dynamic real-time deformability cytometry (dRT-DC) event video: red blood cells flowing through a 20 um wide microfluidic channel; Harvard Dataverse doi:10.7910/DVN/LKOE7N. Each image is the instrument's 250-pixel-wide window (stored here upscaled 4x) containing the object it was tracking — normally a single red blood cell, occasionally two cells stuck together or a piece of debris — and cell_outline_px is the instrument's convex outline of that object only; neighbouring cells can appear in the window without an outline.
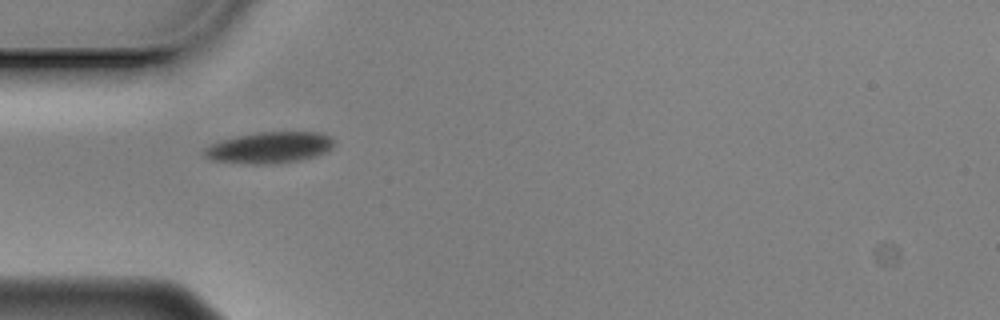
{"species": "Egyptian fruit bat (a non-hibernating species)", "species_latin": "Rousettus aegyptiacus", "temperature_condition": "cold", "stored_images_in_passage": 41, "camera_frame_rate_fps": 3000, "um_per_image_px": 0.085, "animal": {"sex": "male"}, "frame": {"image": 1, "passage_image": 1, "time_ms": 0.0, "image_size_px": [1000, 320], "cell_outline_px": [[336, 140], [332, 148], [316, 156], [300, 160], [272, 164], [252, 164], [212, 160], [204, 156], [204, 148], [220, 140], [236, 136], [256, 132], [320, 132]], "centroid_in_image_um": [22.91, 12.54], "position_along_channel_um": 62.1, "area_um2": 23.7}}
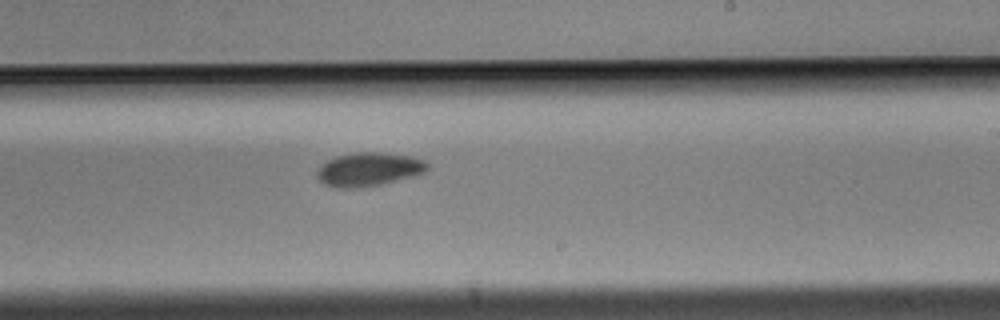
{"frame": {"image": 2, "passage_image": 18, "time_ms": 5.667, "image_size_px": [1000, 320], "cell_outline_px": [[428, 168], [424, 172], [416, 176], [380, 184], [360, 188], [336, 188], [324, 184], [316, 176], [316, 172], [320, 164], [336, 156], [356, 152], [380, 152], [412, 156], [424, 160], [428, 164]], "centroid_in_image_um": [31.33, 14.39], "position_along_channel_um": 257.7, "area_um2": 21.85}}
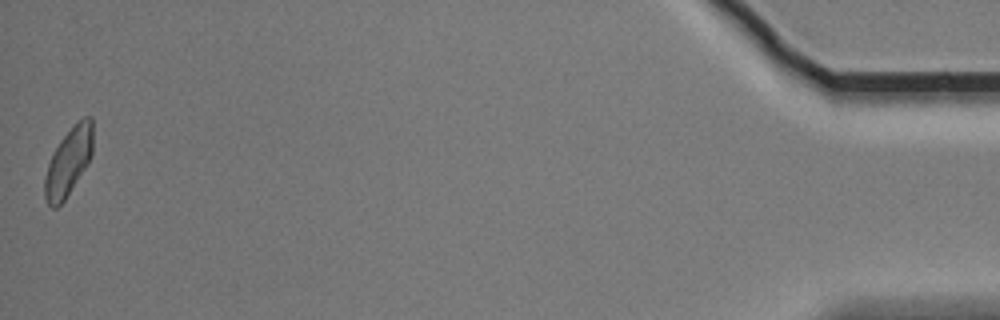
{"frame": {"image": 3, "passage_image": 41, "time_ms": 13.333, "image_size_px": [1000, 320], "cell_outline_px": [[92, 156], [88, 164], [64, 200], [56, 208], [52, 208], [48, 204], [44, 196], [44, 180], [48, 164], [60, 140], [84, 116], [92, 116]], "centroid_in_image_um": [5.83, 13.78], "position_along_channel_um": 429.4, "area_um2": 18.67}, "authors_computed_cell_mechanics": {"area_um2": 20.5768, "velocity_mm_per_s": 3.4709, "shape_relaxation_time_tau1_ms": 3.1257, "shape_relaxation_time_tau2_ms": null, "deformation_change_tau1": 0.0919, "deformation_change_tau2": null}}